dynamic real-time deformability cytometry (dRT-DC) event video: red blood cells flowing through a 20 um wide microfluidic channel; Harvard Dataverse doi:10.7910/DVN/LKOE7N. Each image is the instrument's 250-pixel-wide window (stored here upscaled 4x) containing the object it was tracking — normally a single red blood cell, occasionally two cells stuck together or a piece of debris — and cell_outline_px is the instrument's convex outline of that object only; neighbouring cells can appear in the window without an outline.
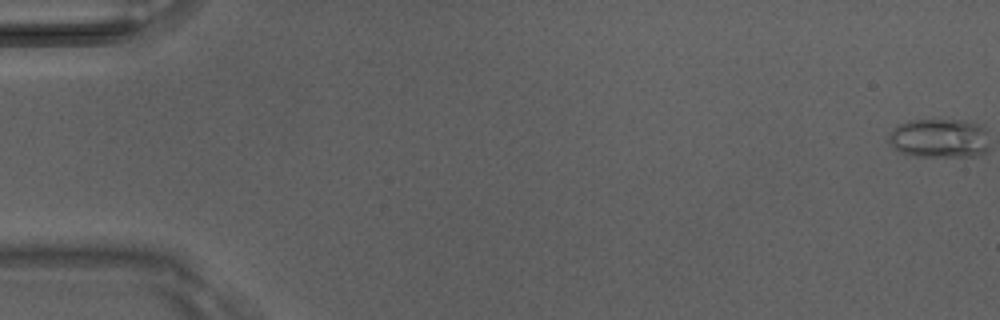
{"species": "Egyptian fruit bat (a non-hibernating species)", "species_latin": "Rousettus aegyptiacus", "temperature_condition": "room temperature", "stored_images_in_passage": 51, "camera_frame_rate_fps": 3000, "um_per_image_px": 0.085, "animal": {"sex": "male"}, "frame": {"image": 1, "passage_image": 1, "time_ms": 0.0, "image_size_px": [1000, 320], "cell_outline_px": [[976, 128], [968, 152], [908, 152], [896, 148], [892, 140], [892, 136], [896, 128], [904, 124], [920, 120], [932, 120], [964, 124]], "centroid_in_image_um": [79.35, 11.63], "position_along_channel_um": 5.7, "area_um2": 16.42}}
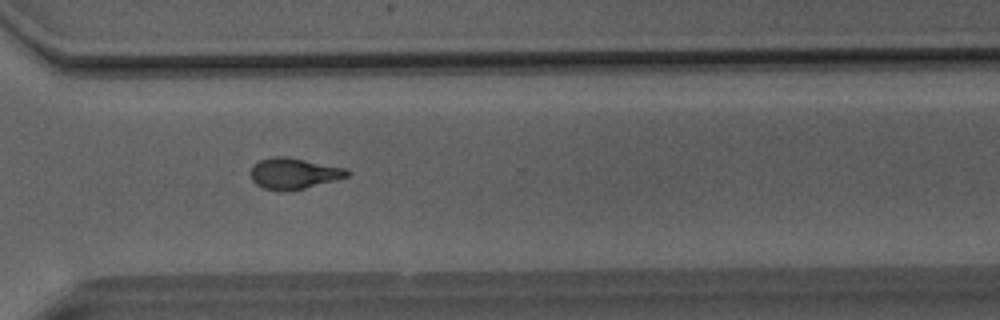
{"frame": {"image": 2, "passage_image": 38, "time_ms": 12.333, "image_size_px": [1000, 320], "cell_outline_px": [[348, 176], [304, 188], [264, 188], [256, 184], [252, 180], [252, 168], [260, 160], [276, 156], [280, 156], [344, 168], [348, 172]], "centroid_in_image_um": [24.95, 14.72], "position_along_channel_um": 345.6, "area_um2": 16.13}}
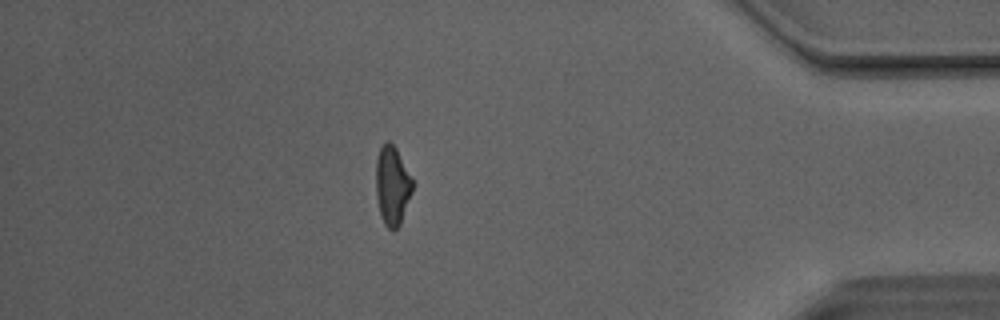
{"frame": {"image": 3, "passage_image": 45, "time_ms": 14.667, "image_size_px": [1000, 320], "cell_outline_px": [[412, 192], [400, 224], [396, 228], [388, 228], [384, 224], [380, 212], [376, 192], [376, 160], [380, 148], [388, 140], [396, 148], [412, 180]], "centroid_in_image_um": [33.33, 15.76], "position_along_channel_um": 401.9, "area_um2": 16.36}, "authors_computed_cell_mechanics": {"area_um2": 16.0106, "velocity_mm_per_s": 4.13, "shape_relaxation_time_tau1_ms": 4.8965, "shape_relaxation_time_tau2_ms": 2.5609, "deformation_change_tau1": 0.1653, "deformation_change_tau2": 0.0946}}